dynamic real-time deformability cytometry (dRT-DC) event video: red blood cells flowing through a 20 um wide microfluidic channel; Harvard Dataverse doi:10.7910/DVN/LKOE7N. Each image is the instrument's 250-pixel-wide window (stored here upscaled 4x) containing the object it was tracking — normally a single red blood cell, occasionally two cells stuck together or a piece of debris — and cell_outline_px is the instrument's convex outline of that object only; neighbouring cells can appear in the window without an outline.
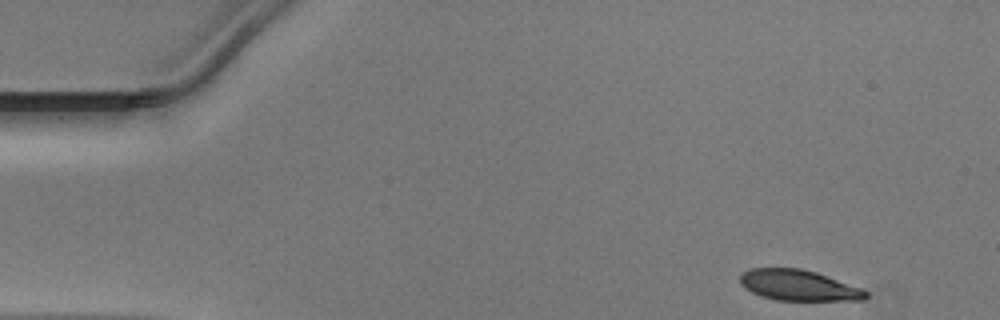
{"species": "Egyptian fruit bat (a non-hibernating species)", "species_latin": "Rousettus aegyptiacus", "temperature_condition": "warm", "stored_images_in_passage": 37, "camera_frame_rate_fps": 3000, "um_per_image_px": 0.085, "animal": {"sex": "male"}, "frame": {"image": 1, "passage_image": 1, "time_ms": 0.0, "image_size_px": [1000, 320], "cell_outline_px": [[868, 296], [864, 300], [776, 300], [752, 292], [744, 288], [740, 284], [740, 272], [748, 268], [800, 268], [816, 272], [864, 288], [868, 292]], "centroid_in_image_um": [67.89, 24.24], "position_along_channel_um": 17.1, "area_um2": 22.72}}
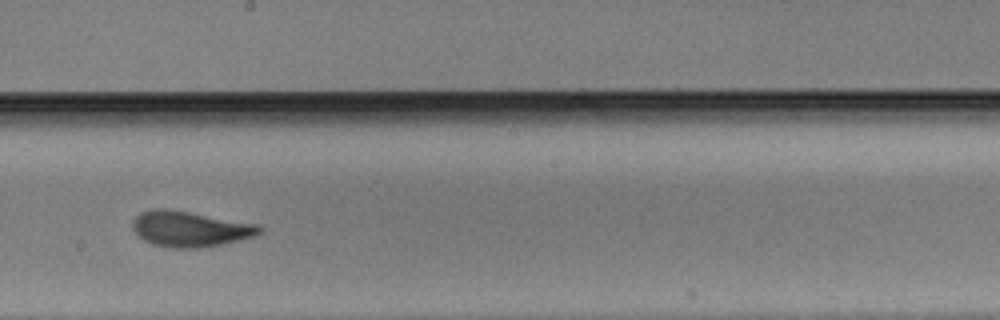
{"frame": {"image": 2, "passage_image": 24, "time_ms": 7.667, "image_size_px": [1000, 320], "cell_outline_px": [[264, 228], [260, 232], [252, 236], [240, 240], [200, 248], [172, 248], [152, 244], [144, 240], [132, 228], [132, 220], [140, 212], [152, 208], [168, 208], [260, 224]], "centroid_in_image_um": [16.14, 19.44], "position_along_channel_um": 232.1, "area_um2": 26.47}}
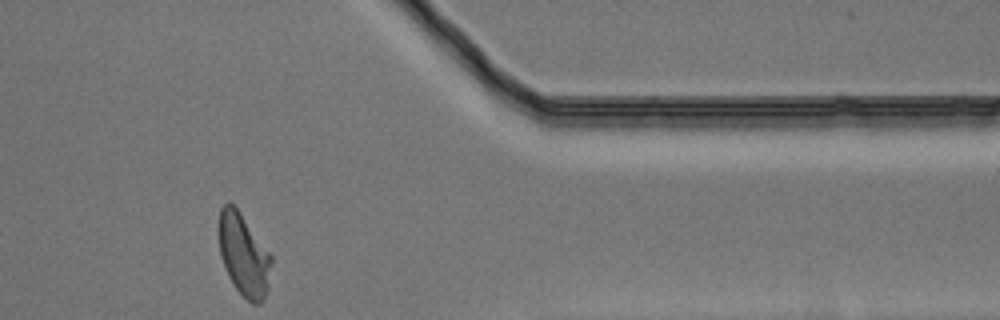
{"frame": {"image": 3, "passage_image": 37, "time_ms": 12.0, "image_size_px": [1000, 320], "cell_outline_px": [[272, 264], [268, 288], [264, 300], [260, 304], [252, 304], [236, 288], [228, 276], [220, 256], [216, 228], [220, 208], [228, 200], [240, 212], [272, 256]], "centroid_in_image_um": [20.68, 21.64], "position_along_channel_um": 390.7, "area_um2": 25.61}}